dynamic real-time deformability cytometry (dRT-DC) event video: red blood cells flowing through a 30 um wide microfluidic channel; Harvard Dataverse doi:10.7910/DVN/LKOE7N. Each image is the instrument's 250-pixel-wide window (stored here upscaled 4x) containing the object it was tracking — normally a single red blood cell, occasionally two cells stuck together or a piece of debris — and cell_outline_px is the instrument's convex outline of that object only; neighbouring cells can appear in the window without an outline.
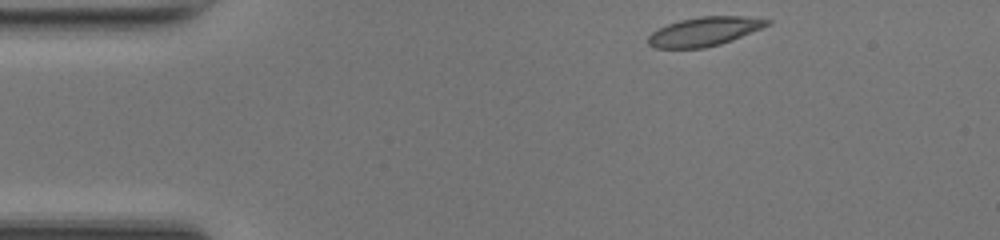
{"species": "common noctule bat (a hibernating species)", "species_latin": "Nyctalus noctula", "temperature_condition": "room temperature", "stored_images_in_passage": 42, "camera_frame_rate_fps": 3000, "um_per_image_px": 0.085, "animal": {"sex": "female", "body_mass_g": 17.0, "forearm_length_mm": 48.0}, "frame": {"image": 1, "passage_image": 1, "time_ms": 0.0, "image_size_px": [1000, 240], "cell_outline_px": [[772, 24], [732, 40], [720, 44], [704, 48], [656, 48], [648, 44], [648, 36], [652, 32], [668, 24], [680, 20], [700, 16], [744, 16], [772, 20]], "centroid_in_image_um": [59.9, 2.67], "position_along_channel_um": 25.1, "area_um2": 20.06}}
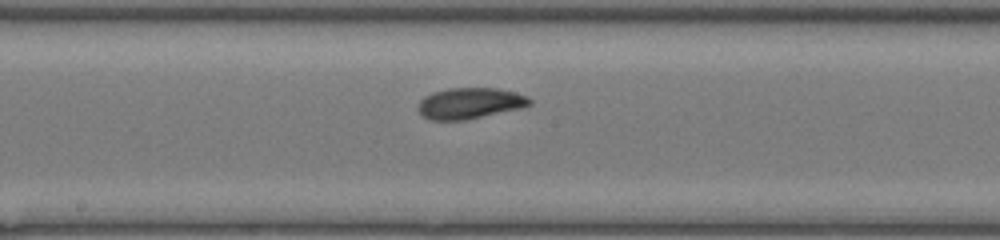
{"frame": {"image": 2, "passage_image": 19, "time_ms": 6.0, "image_size_px": [1000, 240], "cell_outline_px": [[532, 104], [520, 108], [468, 120], [428, 120], [416, 108], [420, 100], [424, 96], [432, 92], [448, 88], [496, 88], [516, 92], [528, 96], [532, 100]], "centroid_in_image_um": [39.93, 8.78], "position_along_channel_um": 208.3, "area_um2": 20.4}}
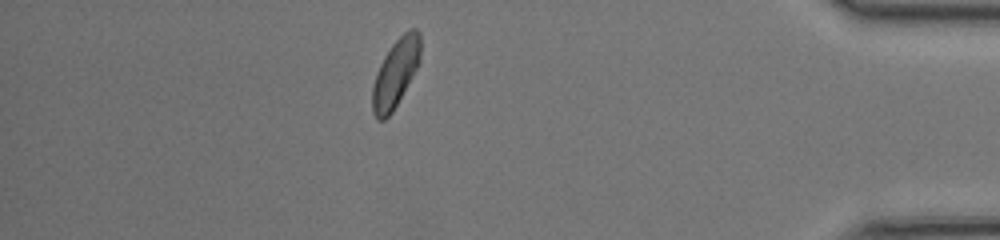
{"frame": {"image": 3, "passage_image": 36, "time_ms": 11.667, "image_size_px": [1000, 240], "cell_outline_px": [[420, 60], [416, 68], [392, 112], [384, 120], [376, 120], [372, 112], [372, 88], [376, 72], [384, 56], [392, 44], [408, 28], [416, 28], [420, 32]], "centroid_in_image_um": [33.6, 6.2], "position_along_channel_um": 401.6, "area_um2": 18.9}, "authors_computed_cell_mechanics": {"area_um2": 20.0566, "velocity_mm_per_s": 4.2215, "shape_relaxation_time_tau1_ms": 2.5292, "shape_relaxation_time_tau2_ms": 3.9233, "deformation_change_tau1": 0.089, "deformation_change_tau2": 0.0677}}